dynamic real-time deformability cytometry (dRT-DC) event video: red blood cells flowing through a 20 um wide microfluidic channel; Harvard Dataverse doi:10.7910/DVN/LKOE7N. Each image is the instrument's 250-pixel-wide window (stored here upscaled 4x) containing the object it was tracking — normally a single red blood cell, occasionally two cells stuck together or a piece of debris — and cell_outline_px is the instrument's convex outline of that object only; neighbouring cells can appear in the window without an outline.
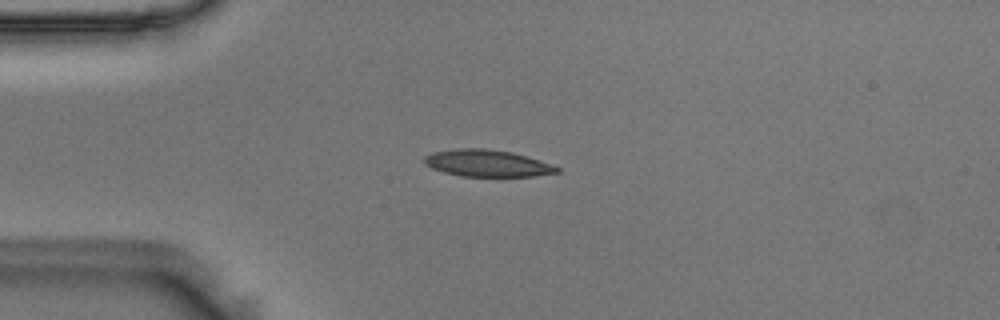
{"species": "Egyptian fruit bat (a non-hibernating species)", "species_latin": "Rousettus aegyptiacus", "temperature_condition": "room temperature", "stored_images_in_passage": 11, "camera_frame_rate_fps": 3000, "um_per_image_px": 0.085, "animal": {"sex": "male"}, "frame": {"image": 1, "passage_image": 2, "time_ms": 0.333, "image_size_px": [1000, 320], "cell_outline_px": [[560, 172], [536, 176], [460, 176], [444, 172], [432, 168], [424, 164], [424, 156], [432, 152], [456, 148], [484, 148], [512, 152], [552, 164], [560, 168]], "centroid_in_image_um": [41.4, 13.87], "position_along_channel_um": 43.6, "area_um2": 20.81}}
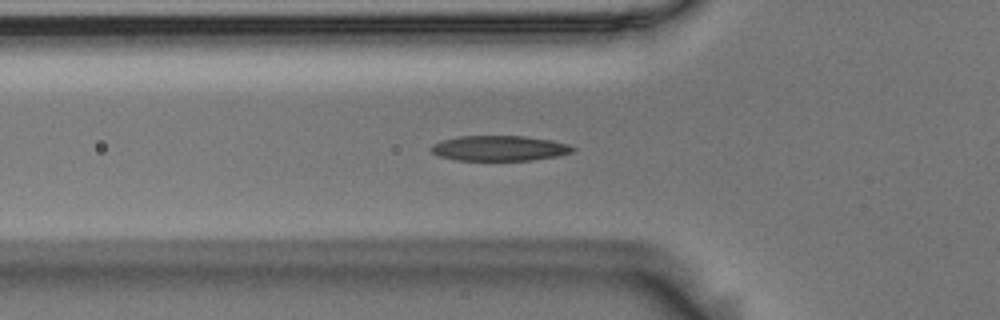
{"frame": {"image": 2, "passage_image": 7, "time_ms": 2.0, "image_size_px": [1000, 320], "cell_outline_px": [[576, 148], [572, 152], [556, 156], [532, 160], [456, 160], [436, 156], [428, 148], [432, 144], [444, 140], [460, 136], [524, 136], [552, 140], [568, 144]], "centroid_in_image_um": [42.42, 12.6], "position_along_channel_um": 83.4, "area_um2": 20.87}}